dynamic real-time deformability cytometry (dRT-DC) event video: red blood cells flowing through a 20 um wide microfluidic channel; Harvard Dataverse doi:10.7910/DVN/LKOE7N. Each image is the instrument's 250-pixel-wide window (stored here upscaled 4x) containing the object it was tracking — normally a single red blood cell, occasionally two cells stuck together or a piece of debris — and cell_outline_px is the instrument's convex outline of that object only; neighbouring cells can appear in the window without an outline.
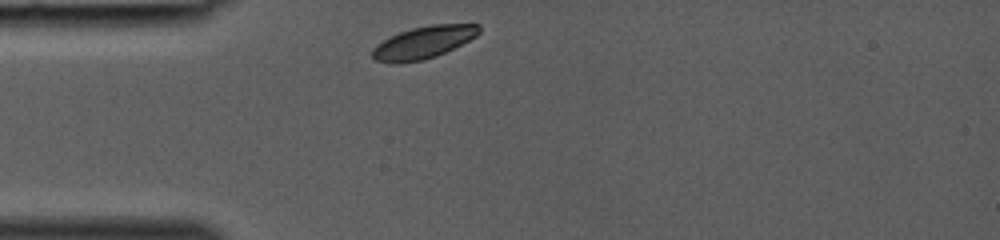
{"species": "common noctule bat (a hibernating species)", "species_latin": "Nyctalus noctula", "temperature_condition": "room temperature", "stored_images_in_passage": 25, "camera_frame_rate_fps": 3000, "um_per_image_px": 0.085, "animal": {"sex": "female", "body_mass_g": 19.0, "forearm_length_mm": 53.3}, "frame": {"image": 1, "passage_image": 1, "time_ms": 0.0, "image_size_px": [1000, 240], "cell_outline_px": [[480, 32], [476, 36], [436, 56], [424, 60], [392, 64], [376, 60], [372, 56], [372, 48], [376, 44], [400, 32], [412, 28], [432, 24], [480, 24]], "centroid_in_image_um": [35.97, 3.61], "position_along_channel_um": 49.0, "area_um2": 19.88}}
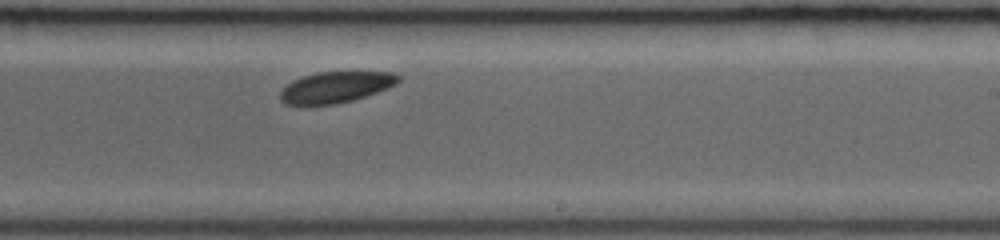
{"frame": {"image": 2, "passage_image": 15, "time_ms": 4.667, "image_size_px": [1000, 240], "cell_outline_px": [[400, 80], [396, 84], [388, 88], [352, 100], [336, 104], [284, 104], [280, 100], [280, 92], [292, 80], [316, 72], [392, 72], [400, 76]], "centroid_in_image_um": [28.54, 7.4], "position_along_channel_um": 260.5, "area_um2": 21.15}}
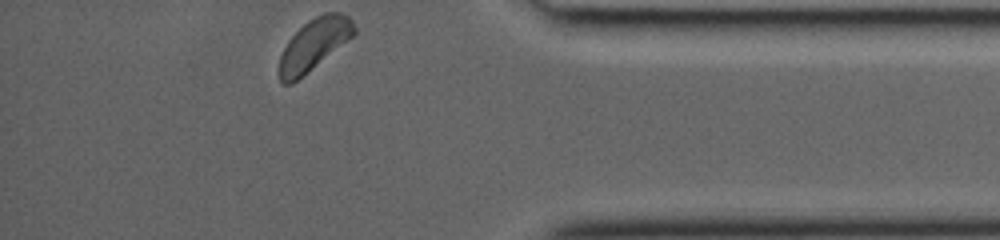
{"frame": {"image": 3, "passage_image": 25, "time_ms": 8.0, "image_size_px": [1000, 240], "cell_outline_px": [[356, 32], [352, 36], [292, 84], [284, 84], [280, 80], [280, 56], [288, 40], [308, 20], [324, 12], [340, 12], [348, 16], [352, 20], [356, 28]], "centroid_in_image_um": [26.69, 3.75], "position_along_channel_um": 408.5, "area_um2": 21.85}}